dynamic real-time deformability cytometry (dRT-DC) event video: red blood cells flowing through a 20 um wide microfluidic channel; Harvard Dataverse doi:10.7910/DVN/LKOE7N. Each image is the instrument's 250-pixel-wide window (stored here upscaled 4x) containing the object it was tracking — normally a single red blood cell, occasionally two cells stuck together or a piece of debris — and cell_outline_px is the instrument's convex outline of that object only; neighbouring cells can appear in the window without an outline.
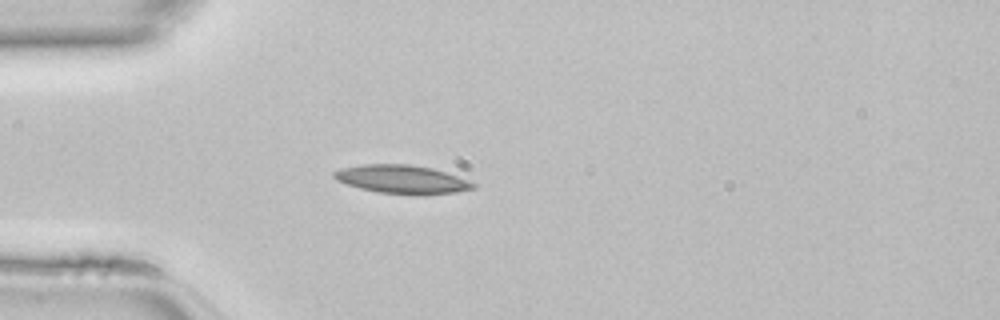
{"species": "common noctule bat (a hibernating species)", "species_latin": "Nyctalus noctula", "temperature_condition": "room temperature", "stored_images_in_passage": 34, "camera_frame_rate_fps": 3000, "um_per_image_px": 0.085, "animal": {"sex": "female", "body_mass_g": 22.7, "forearm_length_mm": 54.2}, "frame": {"image": 1, "passage_image": 1, "time_ms": 0.0, "image_size_px": [1000, 320], "cell_outline_px": [[476, 188], [456, 192], [424, 196], [380, 192], [360, 188], [336, 180], [332, 176], [332, 172], [340, 168], [364, 164], [408, 164], [432, 168], [456, 176], [476, 184]], "centroid_in_image_um": [34.16, 15.25], "position_along_channel_um": 50.8, "area_um2": 23.12}}
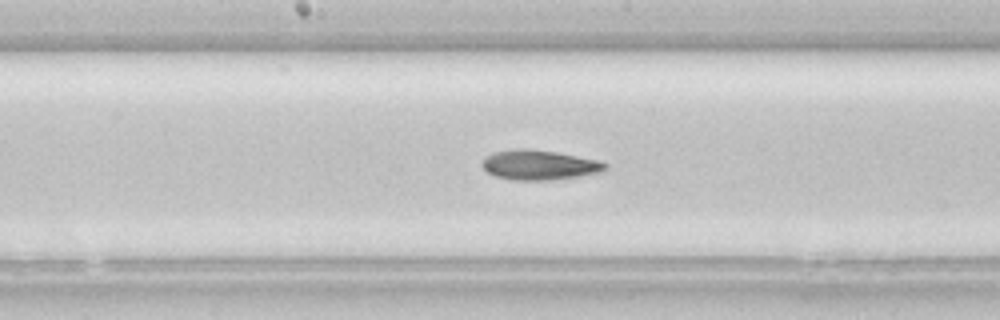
{"frame": {"image": 2, "passage_image": 12, "time_ms": 3.667, "image_size_px": [1000, 320], "cell_outline_px": [[608, 168], [600, 172], [552, 180], [512, 180], [496, 176], [488, 172], [480, 164], [492, 152], [516, 148], [524, 148], [556, 152], [600, 160], [608, 164]], "centroid_in_image_um": [45.85, 14.01], "position_along_channel_um": 202.4, "area_um2": 21.33}}
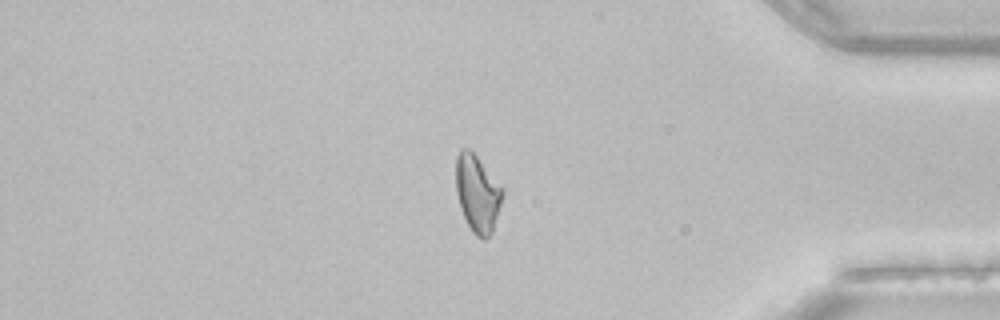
{"frame": {"image": 3, "passage_image": 27, "time_ms": 8.667, "image_size_px": [1000, 320], "cell_outline_px": [[504, 196], [492, 232], [484, 240], [476, 236], [472, 232], [460, 208], [456, 192], [456, 156], [460, 148], [468, 148], [476, 156], [504, 188]], "centroid_in_image_um": [40.59, 16.45], "position_along_channel_um": 394.6, "area_um2": 21.04}}